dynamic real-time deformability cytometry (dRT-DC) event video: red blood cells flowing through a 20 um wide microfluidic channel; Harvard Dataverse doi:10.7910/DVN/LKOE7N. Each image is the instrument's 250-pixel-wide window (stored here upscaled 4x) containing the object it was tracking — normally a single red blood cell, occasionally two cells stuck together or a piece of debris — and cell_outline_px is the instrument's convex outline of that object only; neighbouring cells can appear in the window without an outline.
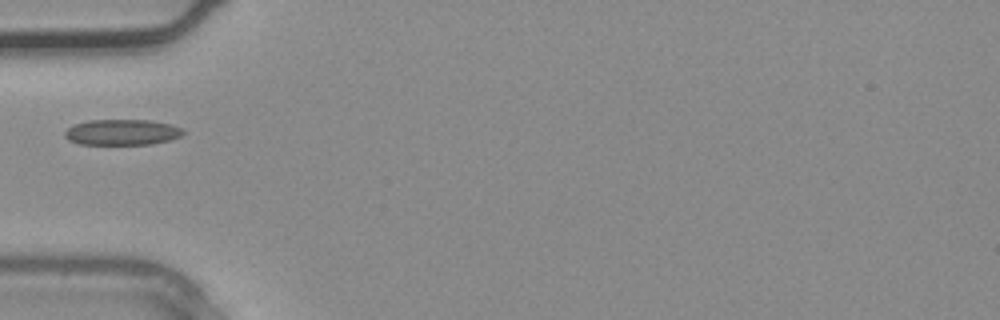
{"species": "common noctule bat (a hibernating species)", "species_latin": "Nyctalus noctula", "temperature_condition": "warm", "stored_images_in_passage": 1, "camera_frame_rate_fps": 3000, "um_per_image_px": 0.085, "animal": {"sex": "male", "body_mass_g": 20.4}, "frame": {"image": 1, "passage_image": 1, "time_ms": 0.0, "image_size_px": [1000, 320], "cell_outline_px": [[184, 132], [180, 136], [168, 140], [152, 144], [80, 144], [68, 140], [64, 136], [64, 132], [68, 128], [76, 124], [88, 120], [148, 120], [168, 124], [180, 128]], "centroid_in_image_um": [10.32, 11.24], "position_along_channel_um": 74.7, "area_um2": 17.51}}